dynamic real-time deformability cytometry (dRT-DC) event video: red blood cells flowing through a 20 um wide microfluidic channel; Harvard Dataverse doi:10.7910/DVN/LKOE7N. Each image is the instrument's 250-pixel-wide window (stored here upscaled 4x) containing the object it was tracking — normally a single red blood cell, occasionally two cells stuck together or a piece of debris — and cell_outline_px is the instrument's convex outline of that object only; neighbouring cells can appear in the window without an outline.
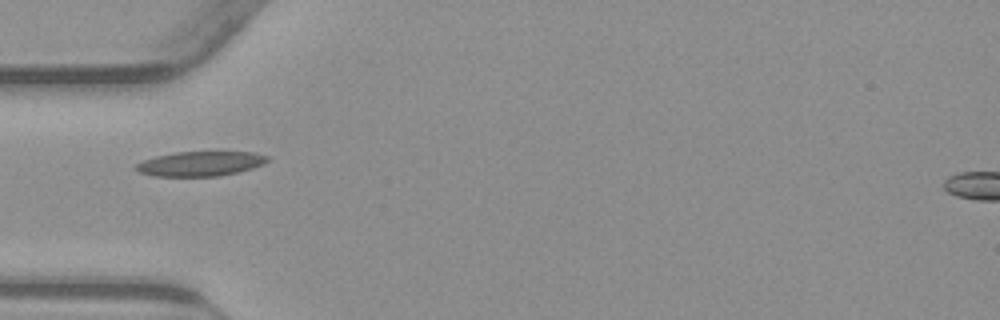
{"species": "common noctule bat (a hibernating species)", "species_latin": "Nyctalus noctula", "temperature_condition": "warm", "stored_images_in_passage": 34, "camera_frame_rate_fps": 3000, "um_per_image_px": 0.085, "animal": {"sex": "male", "body_mass_g": 23.1, "forearm_length_mm": 52.7}, "frame": {"image": 1, "passage_image": 1, "time_ms": 0.0, "image_size_px": [1000, 320], "cell_outline_px": [[268, 160], [264, 164], [252, 168], [220, 176], [156, 176], [140, 172], [132, 168], [136, 164], [144, 160], [156, 156], [176, 152], [256, 152], [268, 156]], "centroid_in_image_um": [17.03, 13.91], "position_along_channel_um": 68.0, "area_um2": 18.84}}
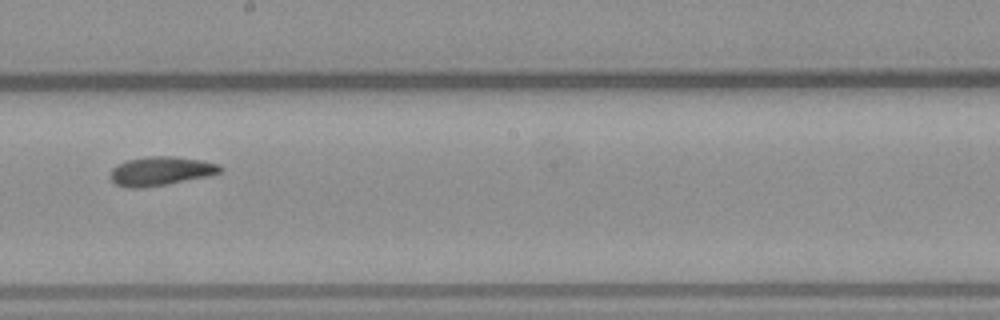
{"frame": {"image": 2, "passage_image": 14, "time_ms": 4.333, "image_size_px": [1000, 320], "cell_outline_px": [[224, 168], [220, 172], [208, 176], [164, 184], [140, 188], [128, 188], [116, 184], [108, 176], [112, 168], [116, 164], [128, 160], [148, 156], [172, 156], [200, 160], [220, 164]], "centroid_in_image_um": [13.63, 14.53], "position_along_channel_um": 234.6, "area_um2": 18.44}}
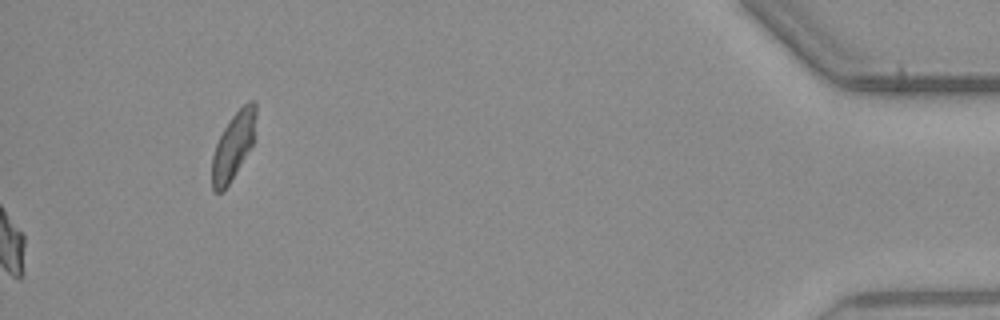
{"frame": {"image": 3, "passage_image": 34, "time_ms": 11.0, "image_size_px": [1000, 320], "cell_outline_px": [[256, 140], [228, 184], [220, 192], [216, 192], [212, 188], [212, 156], [216, 144], [224, 128], [232, 116], [248, 100], [256, 100]], "centroid_in_image_um": [19.88, 12.34], "position_along_channel_um": 415.3, "area_um2": 17.17}, "authors_computed_cell_mechanics": {"area_um2": 17.8313, "velocity_mm_per_s": 3.8247, "shape_relaxation_time_tau1_ms": 5.8083, "shape_relaxation_time_tau2_ms": 3.533, "deformation_change_tau1": 0.1384, "deformation_change_tau2": 0.0924}}